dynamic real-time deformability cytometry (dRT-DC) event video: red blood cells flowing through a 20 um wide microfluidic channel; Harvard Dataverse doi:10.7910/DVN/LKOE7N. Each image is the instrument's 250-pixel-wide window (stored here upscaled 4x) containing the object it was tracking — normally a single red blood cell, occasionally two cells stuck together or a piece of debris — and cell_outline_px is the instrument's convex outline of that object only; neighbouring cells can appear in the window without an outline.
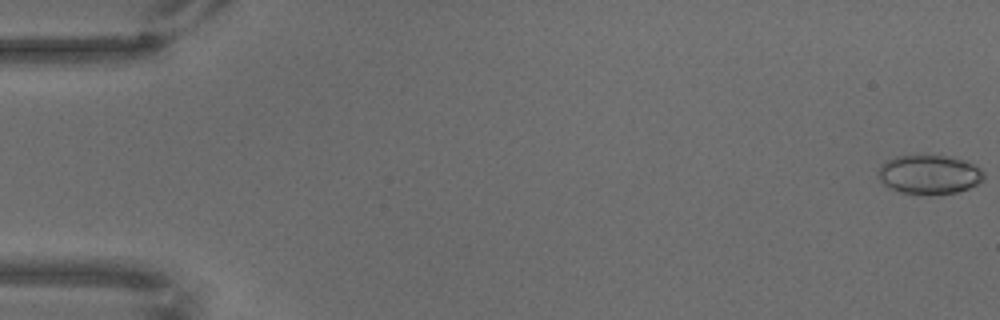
{"species": "common noctule bat (a hibernating species)", "species_latin": "Nyctalus noctula", "temperature_condition": "warm", "stored_images_in_passage": 69, "camera_frame_rate_fps": 3000, "um_per_image_px": 0.085, "animal": {"sex": "male", "body_mass_g": 18.8}, "frame": {"image": 1, "passage_image": 1, "time_ms": 0.0, "image_size_px": [1000, 320], "cell_outline_px": [[984, 180], [968, 188], [956, 192], [900, 192], [884, 184], [880, 180], [876, 172], [884, 160], [896, 156], [952, 156], [968, 160], [980, 168], [984, 172]], "centroid_in_image_um": [78.99, 14.78], "position_along_channel_um": 6.0, "area_um2": 23.7}}
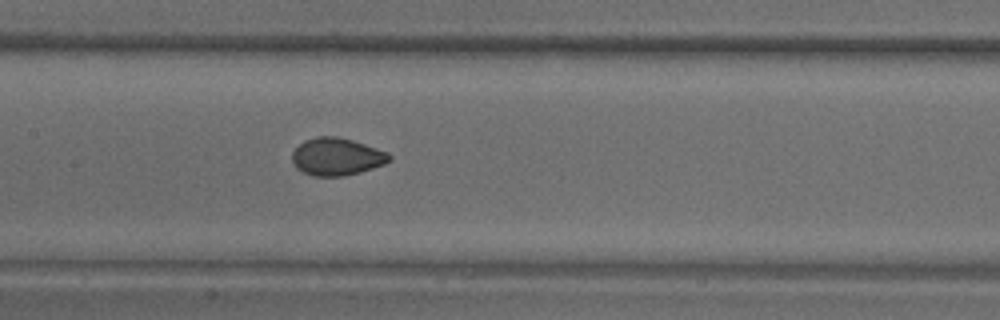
{"frame": {"image": 2, "passage_image": 34, "time_ms": 11.0, "image_size_px": [1000, 320], "cell_outline_px": [[392, 160], [384, 164], [360, 172], [344, 176], [312, 176], [296, 168], [292, 160], [292, 152], [304, 140], [316, 136], [336, 136], [352, 140], [388, 152], [392, 156]], "centroid_in_image_um": [28.62, 13.32], "position_along_channel_um": 178.8, "area_um2": 21.27}}
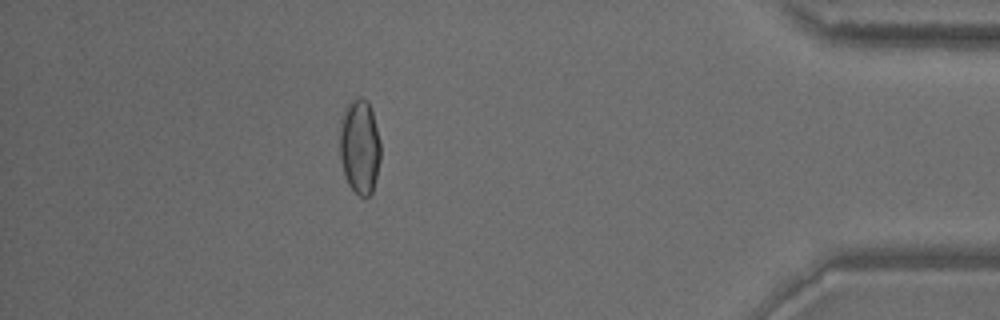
{"frame": {"image": 3, "passage_image": 61, "time_ms": 20.0, "image_size_px": [1000, 320], "cell_outline_px": [[380, 160], [376, 180], [372, 192], [368, 196], [360, 196], [348, 184], [344, 176], [340, 156], [340, 128], [344, 108], [352, 100], [360, 96], [368, 100], [372, 112], [380, 140]], "centroid_in_image_um": [30.58, 12.46], "position_along_channel_um": 404.6, "area_um2": 22.6}}